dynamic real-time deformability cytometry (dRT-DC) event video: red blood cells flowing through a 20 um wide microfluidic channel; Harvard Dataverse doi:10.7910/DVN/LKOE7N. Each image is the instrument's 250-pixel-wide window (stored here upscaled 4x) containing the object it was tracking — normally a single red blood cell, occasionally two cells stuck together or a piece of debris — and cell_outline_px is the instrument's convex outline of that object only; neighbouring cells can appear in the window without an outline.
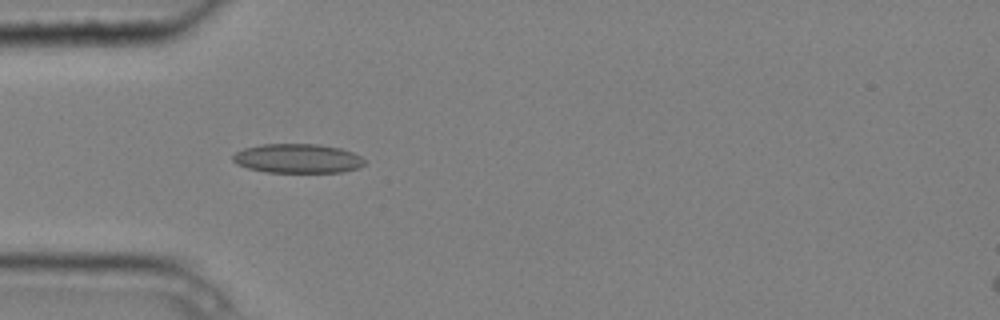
{"species": "common noctule bat (a hibernating species)", "species_latin": "Nyctalus noctula", "temperature_condition": "cold", "stored_images_in_passage": 4, "camera_frame_rate_fps": 3000, "um_per_image_px": 0.085, "animal": {"sex": "male", "body_mass_g": 20.4}, "frame": {"image": 1, "passage_image": 4, "time_ms": 1.0, "image_size_px": [1000, 320], "cell_outline_px": [[364, 164], [360, 168], [340, 172], [268, 172], [248, 168], [236, 164], [232, 160], [232, 156], [236, 152], [244, 148], [260, 144], [316, 144], [340, 148], [352, 152], [360, 156], [364, 160]], "centroid_in_image_um": [25.28, 13.47], "position_along_channel_um": 59.7, "area_um2": 22.43}}